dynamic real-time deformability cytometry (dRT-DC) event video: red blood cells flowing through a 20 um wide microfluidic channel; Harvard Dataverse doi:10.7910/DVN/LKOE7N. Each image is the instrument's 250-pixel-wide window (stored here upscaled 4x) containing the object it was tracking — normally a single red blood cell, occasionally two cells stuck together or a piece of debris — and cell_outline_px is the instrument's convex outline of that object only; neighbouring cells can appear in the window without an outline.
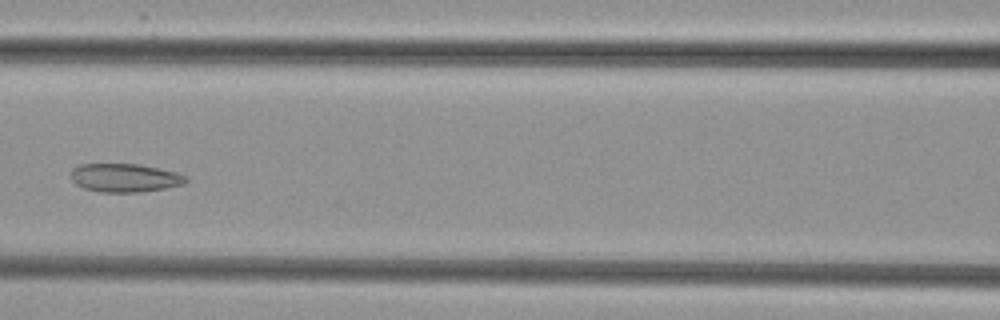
{"species": "common noctule bat (a hibernating species)", "species_latin": "Nyctalus noctula", "temperature_condition": "cold", "stored_images_in_passage": 8, "camera_frame_rate_fps": 3000, "um_per_image_px": 0.085, "animal": {"sex": "female", "body_mass_g": 29.2, "forearm_length_mm": 56.3}, "frame": {"image": 1, "passage_image": 7, "time_ms": 8.333, "image_size_px": [1000, 320], "cell_outline_px": [[188, 180], [184, 184], [164, 188], [140, 192], [100, 192], [84, 188], [76, 184], [68, 176], [72, 168], [80, 164], [140, 164], [160, 168], [176, 172], [188, 176]], "centroid_in_image_um": [10.59, 15.1], "position_along_channel_um": 156.0, "area_um2": 19.31}}
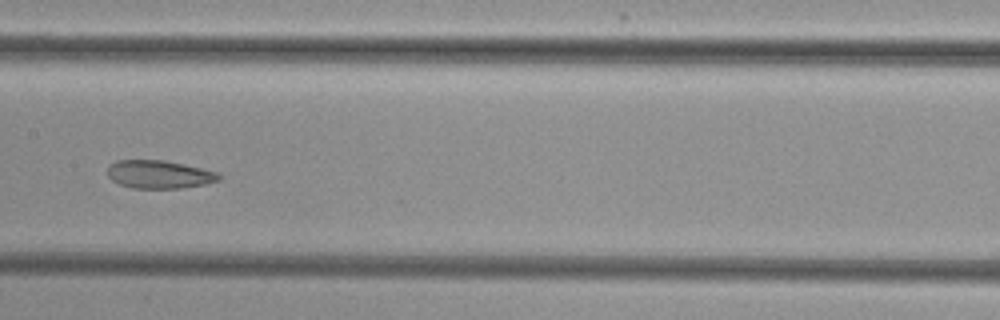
{"frame": {"image": 2, "passage_image": 8, "time_ms": 9.333, "image_size_px": [1000, 320], "cell_outline_px": [[220, 180], [204, 184], [180, 188], [132, 188], [120, 184], [112, 180], [108, 176], [108, 164], [116, 160], [164, 160], [184, 164], [220, 172]], "centroid_in_image_um": [13.53, 14.81], "position_along_channel_um": 193.9, "area_um2": 18.32}}